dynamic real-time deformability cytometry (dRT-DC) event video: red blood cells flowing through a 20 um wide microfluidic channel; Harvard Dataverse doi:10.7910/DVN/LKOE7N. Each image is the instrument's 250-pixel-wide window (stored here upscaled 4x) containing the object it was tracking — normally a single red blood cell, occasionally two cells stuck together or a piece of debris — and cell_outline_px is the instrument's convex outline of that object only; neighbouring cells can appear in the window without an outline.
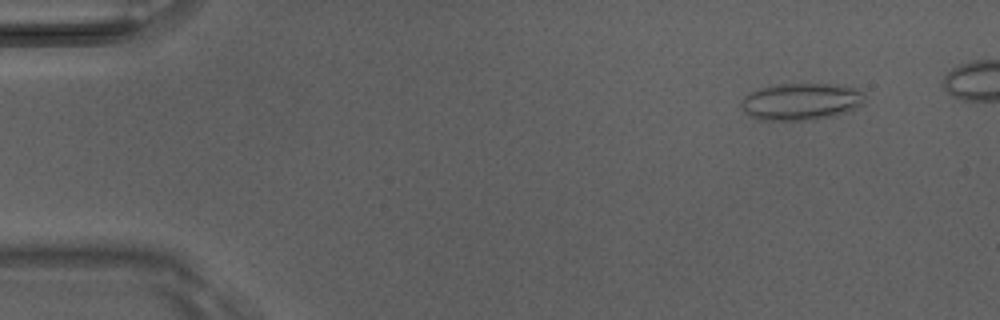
{"species": "Egyptian fruit bat (a non-hibernating species)", "species_latin": "Rousettus aegyptiacus", "temperature_condition": "room temperature", "stored_images_in_passage": 42, "camera_frame_rate_fps": 3000, "um_per_image_px": 0.085, "animal": {"sex": "male"}, "frame": {"image": 1, "passage_image": 1, "time_ms": 0.0, "image_size_px": [1000, 320], "cell_outline_px": [[864, 100], [856, 108], [832, 116], [816, 120], [764, 120], [752, 116], [740, 104], [740, 100], [744, 96], [760, 88], [780, 84], [844, 84], [856, 88], [864, 92]], "centroid_in_image_um": [68.14, 8.62], "position_along_channel_um": 16.9, "area_um2": 26.53}}
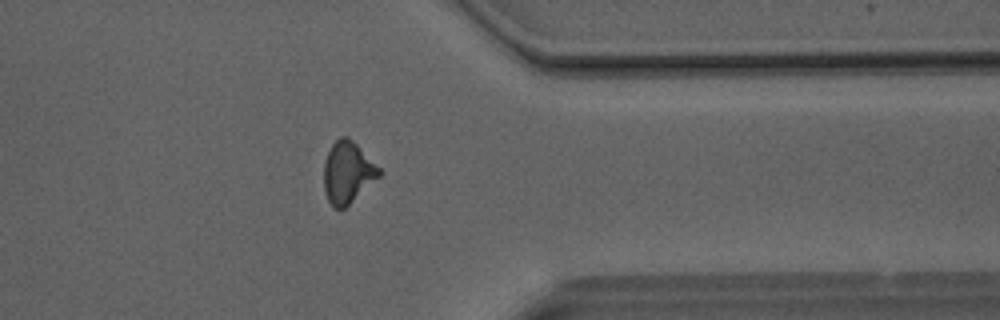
{"frame": {"image": 2, "passage_image": 36, "time_ms": 11.667, "image_size_px": [1000, 320], "cell_outline_px": [[384, 172], [380, 176], [340, 212], [332, 208], [328, 200], [324, 188], [324, 160], [332, 144], [340, 136], [348, 136]], "centroid_in_image_um": [29.54, 14.68], "position_along_channel_um": 381.9, "area_um2": 19.94}, "authors_computed_cell_mechanics": {"area_um2": 19.9121, "velocity_mm_per_s": 4.1324, "shape_relaxation_time_tau1_ms": null, "shape_relaxation_time_tau2_ms": 1.8461, "deformation_change_tau1": null, "deformation_change_tau2": 0.0888}}